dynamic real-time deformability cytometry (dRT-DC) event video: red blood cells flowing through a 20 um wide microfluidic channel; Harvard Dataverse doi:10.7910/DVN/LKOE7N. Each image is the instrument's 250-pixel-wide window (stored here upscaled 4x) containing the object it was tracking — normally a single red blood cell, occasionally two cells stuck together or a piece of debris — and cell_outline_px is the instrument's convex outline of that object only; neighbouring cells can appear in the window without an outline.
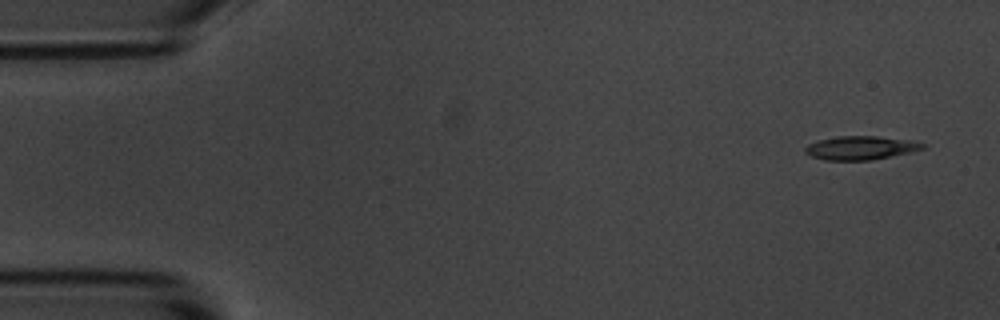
{"species": "common noctule bat (a hibernating species)", "species_latin": "Nyctalus noctula", "temperature_condition": "room temperature", "stored_images_in_passage": 8, "camera_frame_rate_fps": 3000, "um_per_image_px": 0.085, "animal": {"sex": "male", "body_mass_g": 20.1, "forearm_length_mm": 53.5}, "frame": {"image": 1, "passage_image": 1, "time_ms": 0.0, "image_size_px": [1000, 320], "cell_outline_px": [[928, 148], [872, 160], [824, 160], [812, 156], [804, 152], [804, 148], [808, 144], [820, 140], [836, 136], [876, 136], [912, 140], [924, 144]], "centroid_in_image_um": [73.17, 12.56], "position_along_channel_um": 11.8, "area_um2": 16.18}}
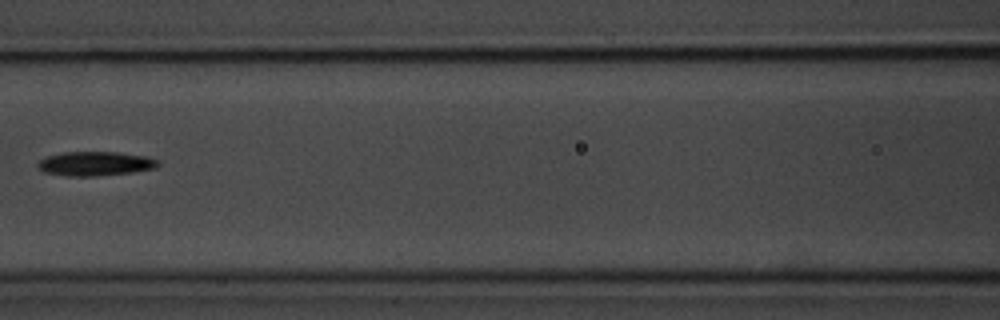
{"frame": {"image": 2, "passage_image": 7, "time_ms": 7.0, "image_size_px": [1000, 320], "cell_outline_px": [[160, 164], [156, 168], [132, 172], [96, 176], [64, 176], [44, 172], [36, 168], [36, 164], [40, 160], [48, 156], [64, 152], [116, 152], [144, 156], [156, 160]], "centroid_in_image_um": [8.04, 13.92], "position_along_channel_um": 158.6, "area_um2": 16.94}}
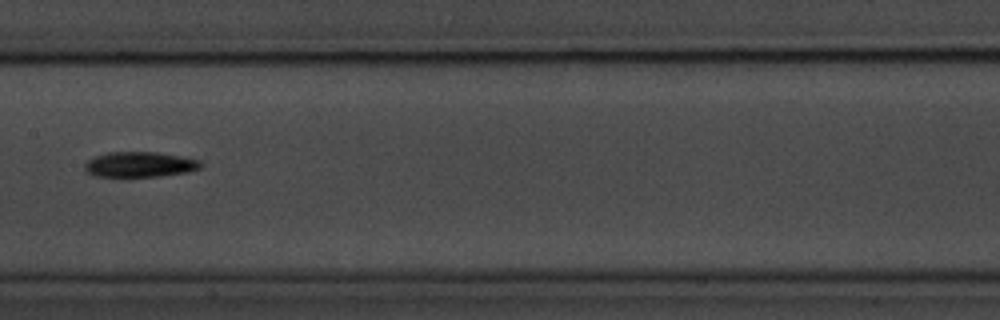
{"frame": {"image": 3, "passage_image": 8, "time_ms": 8.0, "image_size_px": [1000, 320], "cell_outline_px": [[204, 164], [200, 168], [188, 172], [160, 176], [128, 180], [120, 180], [96, 176], [88, 172], [84, 168], [84, 164], [88, 160], [96, 156], [108, 152], [156, 152], [180, 156], [200, 160]], "centroid_in_image_um": [11.84, 14.04], "position_along_channel_um": 195.6, "area_um2": 18.03}}